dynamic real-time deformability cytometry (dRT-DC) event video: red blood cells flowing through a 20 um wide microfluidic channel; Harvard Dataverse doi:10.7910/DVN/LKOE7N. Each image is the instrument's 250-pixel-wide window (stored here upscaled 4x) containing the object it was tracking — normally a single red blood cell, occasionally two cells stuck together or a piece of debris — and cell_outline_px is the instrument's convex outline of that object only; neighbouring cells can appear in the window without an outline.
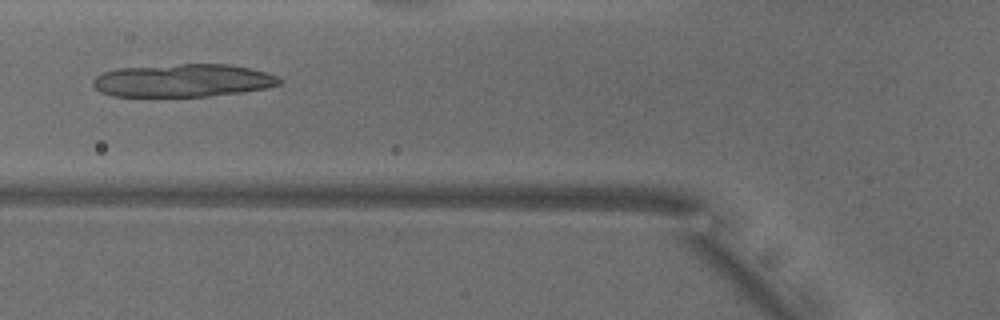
{"species": "common noctule bat (a hibernating species)", "species_latin": "Nyctalus noctula", "temperature_condition": "warm", "stored_images_in_passage": 37, "camera_frame_rate_fps": 3000, "um_per_image_px": 0.085, "animal": {"sex": "male", "body_mass_g": 18.8}, "frame": {"image": 1, "passage_image": 13, "time_ms": 4.0, "image_size_px": [1000, 320], "cell_outline_px": [[280, 84], [268, 88], [240, 92], [208, 96], [112, 96], [100, 92], [92, 84], [92, 80], [96, 76], [104, 72], [120, 68], [180, 64], [232, 64], [280, 76]], "centroid_in_image_um": [15.55, 6.84], "position_along_channel_um": 110.2, "area_um2": 35.66}}
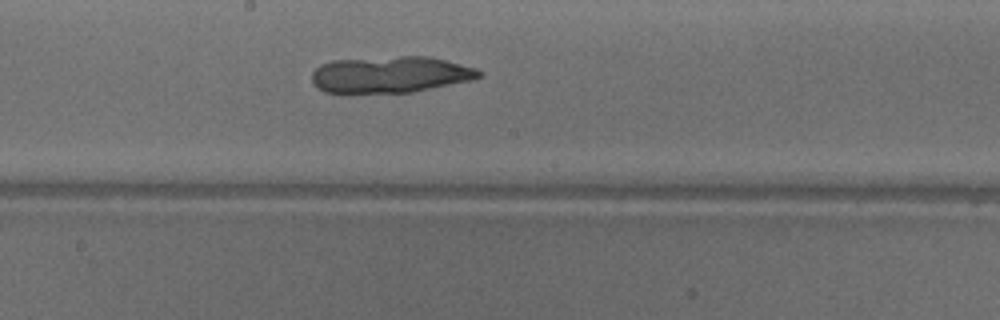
{"frame": {"image": 2, "passage_image": 21, "time_ms": 6.667, "image_size_px": [1000, 320], "cell_outline_px": [[484, 72], [480, 76], [468, 80], [412, 92], [324, 92], [312, 80], [312, 72], [320, 64], [332, 60], [400, 56], [428, 56], [476, 68]], "centroid_in_image_um": [33.16, 6.32], "position_along_channel_um": 215.0, "area_um2": 34.97}}
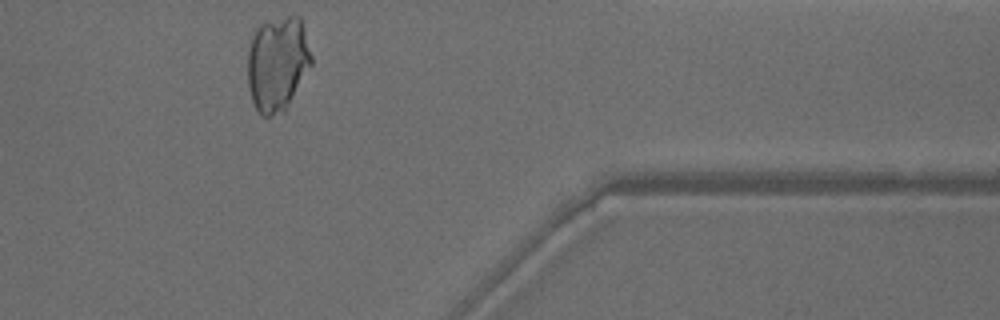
{"frame": {"image": 3, "passage_image": 36, "time_ms": 11.667, "image_size_px": [1000, 320], "cell_outline_px": [[312, 64], [284, 112], [272, 116], [264, 116], [256, 108], [252, 100], [248, 88], [248, 52], [252, 36], [256, 28], [260, 24], [288, 16], [300, 16], [304, 28], [312, 56]], "centroid_in_image_um": [23.59, 5.41], "position_along_channel_um": 387.8, "area_um2": 35.14}}